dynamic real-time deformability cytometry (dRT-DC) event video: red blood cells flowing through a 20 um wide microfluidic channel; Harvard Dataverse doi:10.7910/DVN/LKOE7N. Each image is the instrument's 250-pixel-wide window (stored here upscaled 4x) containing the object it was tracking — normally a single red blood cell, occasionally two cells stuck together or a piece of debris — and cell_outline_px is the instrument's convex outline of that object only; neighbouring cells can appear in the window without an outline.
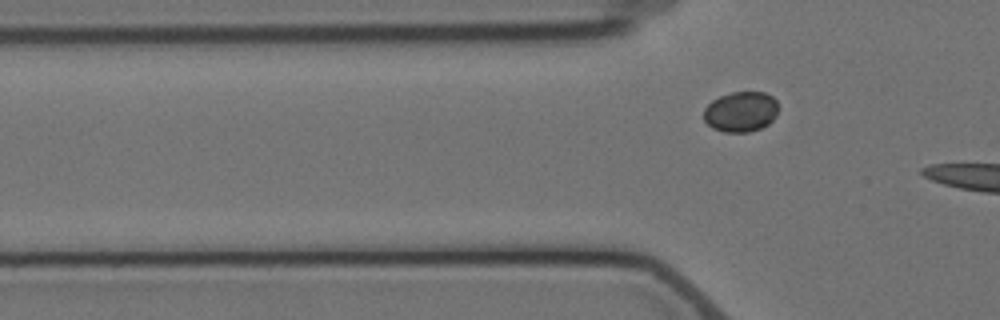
{"species": "Egyptian fruit bat (a non-hibernating species)", "species_latin": "Rousettus aegyptiacus", "temperature_condition": "cold", "stored_images_in_passage": 7, "segment_of_instrument_passage": [2, 2], "camera_frame_rate_fps": 3000, "um_per_image_px": 0.085, "animal": {"sex": "female"}, "frame": {"image": 1, "passage_image": 7, "time_ms": 8.0, "image_size_px": [1000, 320], "cell_outline_px": [[776, 116], [768, 124], [760, 128], [748, 132], [724, 132], [712, 128], [704, 120], [704, 108], [712, 100], [720, 96], [732, 92], [764, 92], [772, 96], [776, 100]], "centroid_in_image_um": [62.95, 9.49], "position_along_channel_um": 62.9, "area_um2": 17.46}}